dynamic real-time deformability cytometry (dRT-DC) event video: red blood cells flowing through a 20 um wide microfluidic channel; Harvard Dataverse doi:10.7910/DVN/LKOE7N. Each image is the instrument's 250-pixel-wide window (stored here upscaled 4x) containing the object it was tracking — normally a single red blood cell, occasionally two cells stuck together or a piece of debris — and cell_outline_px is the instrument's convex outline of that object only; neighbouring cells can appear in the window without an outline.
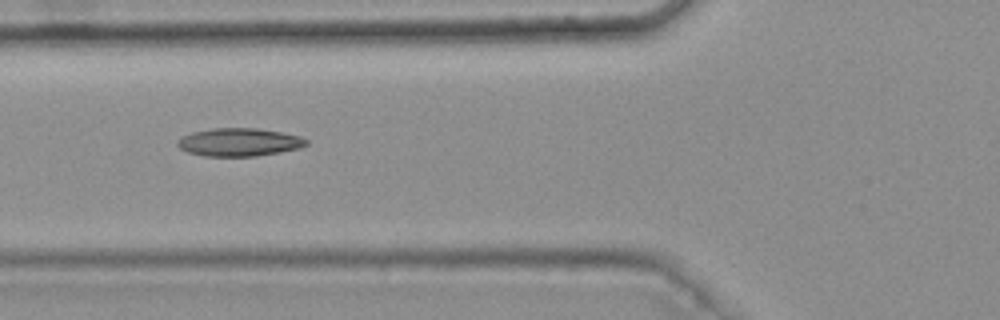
{"species": "common noctule bat (a hibernating species)", "species_latin": "Nyctalus noctula", "temperature_condition": "warm", "stored_images_in_passage": 10, "camera_frame_rate_fps": 3000, "um_per_image_px": 0.085, "animal": {"sex": "female", "body_mass_g": 25.1}, "frame": {"image": 1, "passage_image": 6, "time_ms": 1.667, "image_size_px": [1000, 320], "cell_outline_px": [[308, 144], [300, 148], [280, 152], [256, 156], [204, 156], [188, 152], [180, 148], [176, 144], [176, 140], [180, 136], [192, 132], [212, 128], [256, 128], [280, 132], [300, 136], [308, 140]], "centroid_in_image_um": [20.3, 12.08], "position_along_channel_um": 105.5, "area_um2": 21.15}}
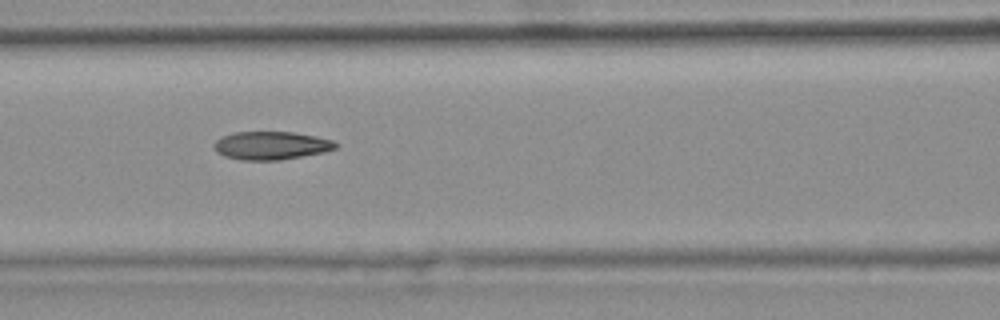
{"frame": {"image": 2, "passage_image": 7, "time_ms": 2.0, "image_size_px": [1000, 320], "cell_outline_px": [[340, 144], [336, 148], [324, 152], [280, 160], [240, 160], [224, 156], [216, 152], [212, 144], [220, 136], [232, 132], [292, 132], [316, 136], [332, 140]], "centroid_in_image_um": [23.02, 12.37], "position_along_channel_um": 143.6, "area_um2": 20.17}}